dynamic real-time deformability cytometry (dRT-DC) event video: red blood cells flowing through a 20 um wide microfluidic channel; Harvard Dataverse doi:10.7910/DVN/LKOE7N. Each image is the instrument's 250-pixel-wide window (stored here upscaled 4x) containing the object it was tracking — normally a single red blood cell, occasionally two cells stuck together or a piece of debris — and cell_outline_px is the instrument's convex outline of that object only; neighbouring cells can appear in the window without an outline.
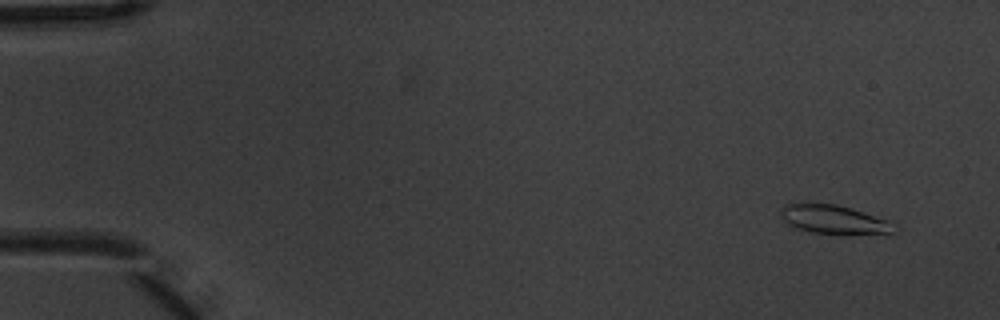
{"species": "common noctule bat (a hibernating species)", "species_latin": "Nyctalus noctula", "temperature_condition": "warm", "stored_images_in_passage": 4, "camera_frame_rate_fps": 3000, "um_per_image_px": 0.085, "animal": {"sex": "male", "body_mass_g": 20.1, "forearm_length_mm": 53.5}, "frame": {"image": 1, "passage_image": 1, "time_ms": 0.0, "image_size_px": [1000, 320], "cell_outline_px": [[900, 228], [896, 232], [812, 232], [796, 228], [788, 224], [780, 216], [780, 208], [788, 204], [836, 204], [892, 220]], "centroid_in_image_um": [70.92, 18.63], "position_along_channel_um": 14.1, "area_um2": 18.44}}